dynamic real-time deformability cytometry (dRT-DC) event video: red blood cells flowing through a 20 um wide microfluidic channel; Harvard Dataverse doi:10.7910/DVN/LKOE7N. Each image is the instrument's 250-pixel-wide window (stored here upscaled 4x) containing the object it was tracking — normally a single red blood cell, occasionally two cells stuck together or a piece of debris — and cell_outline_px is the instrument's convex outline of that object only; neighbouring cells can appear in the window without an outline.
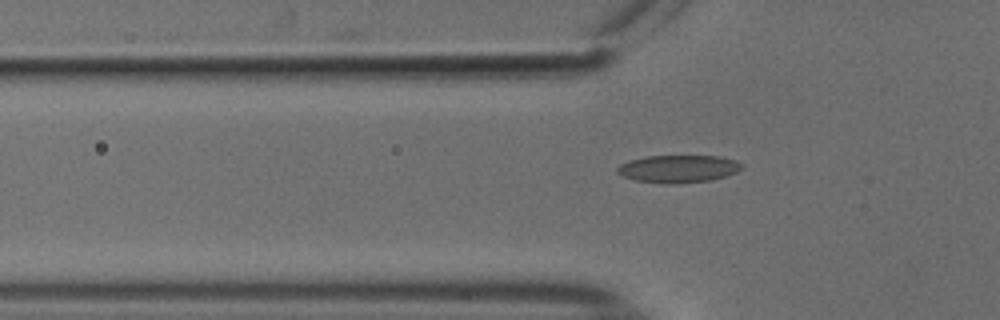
{"species": "common noctule bat (a hibernating species)", "species_latin": "Nyctalus noctula", "temperature_condition": "cold", "stored_images_in_passage": 54, "camera_frame_rate_fps": 3000, "um_per_image_px": 0.085, "animal": {"sex": "male", "body_mass_g": 18.8}, "frame": {"image": 1, "passage_image": 18, "time_ms": 5.667, "image_size_px": [1000, 320], "cell_outline_px": [[744, 164], [736, 172], [712, 180], [672, 184], [664, 184], [636, 180], [624, 176], [616, 172], [616, 168], [620, 164], [628, 160], [648, 156], [720, 156], [736, 160]], "centroid_in_image_um": [57.64, 14.34], "position_along_channel_um": 68.2, "area_um2": 20.0}}
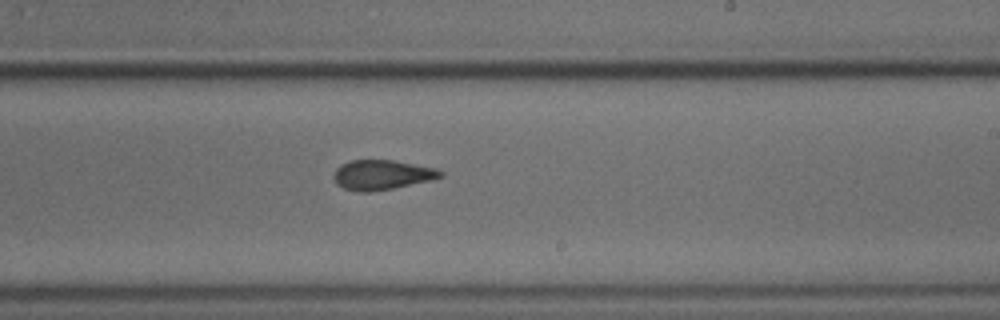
{"frame": {"image": 2, "passage_image": 33, "time_ms": 10.667, "image_size_px": [1000, 320], "cell_outline_px": [[444, 176], [432, 180], [372, 192], [360, 192], [344, 188], [336, 184], [332, 176], [336, 168], [340, 164], [352, 160], [392, 160], [436, 168], [444, 172]], "centroid_in_image_um": [32.45, 14.86], "position_along_channel_um": 256.6, "area_um2": 18.61}}
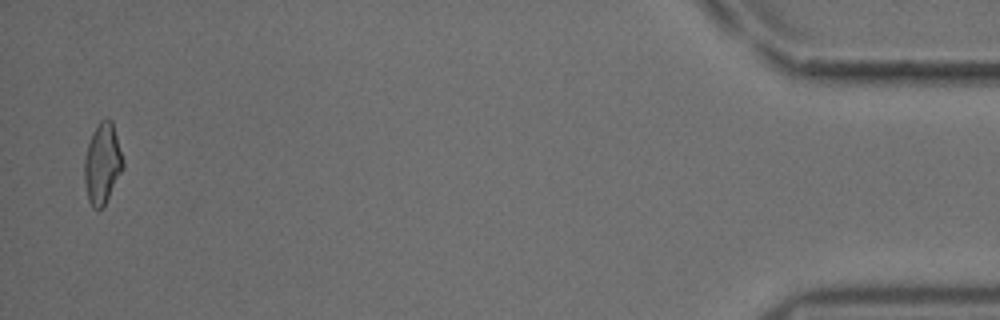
{"frame": {"image": 3, "passage_image": 53, "time_ms": 17.333, "image_size_px": [1000, 320], "cell_outline_px": [[124, 168], [104, 204], [100, 208], [92, 208], [88, 200], [84, 184], [84, 160], [88, 144], [92, 132], [96, 124], [104, 116], [108, 116], [112, 120], [124, 160]], "centroid_in_image_um": [8.7, 13.83], "position_along_channel_um": 426.5, "area_um2": 18.38}, "authors_computed_cell_mechanics": {"area_um2": 18.8139, "velocity_mm_per_s": 3.7702, "shape_relaxation_time_tau1_ms": null, "shape_relaxation_time_tau2_ms": 1.2218, "deformation_change_tau1": null, "deformation_change_tau2": 0.0711}}